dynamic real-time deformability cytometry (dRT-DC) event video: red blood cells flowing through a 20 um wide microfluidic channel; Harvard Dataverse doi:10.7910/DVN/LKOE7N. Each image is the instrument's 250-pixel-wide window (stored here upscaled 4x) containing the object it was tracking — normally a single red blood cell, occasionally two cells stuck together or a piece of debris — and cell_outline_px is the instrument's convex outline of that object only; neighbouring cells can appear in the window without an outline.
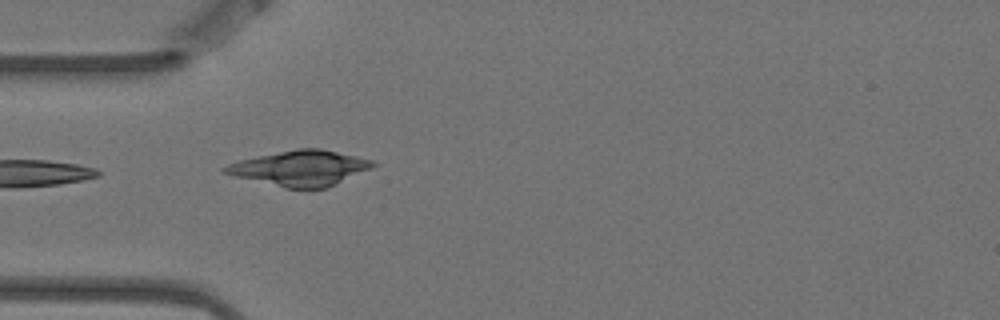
{"species": "Egyptian fruit bat (a non-hibernating species)", "species_latin": "Rousettus aegyptiacus", "temperature_condition": "warm", "stored_images_in_passage": 5, "camera_frame_rate_fps": 3000, "um_per_image_px": 0.085, "animal": {"sex": "female"}, "frame": {"image": 1, "passage_image": 5, "time_ms": 1.333, "image_size_px": [1000, 320], "cell_outline_px": [[376, 164], [372, 168], [328, 188], [284, 188], [220, 172], [220, 168], [228, 164], [240, 160], [256, 156], [296, 148], [320, 148], [356, 156], [372, 160]], "centroid_in_image_um": [25.51, 14.29], "position_along_channel_um": 59.5, "area_um2": 30.4}}